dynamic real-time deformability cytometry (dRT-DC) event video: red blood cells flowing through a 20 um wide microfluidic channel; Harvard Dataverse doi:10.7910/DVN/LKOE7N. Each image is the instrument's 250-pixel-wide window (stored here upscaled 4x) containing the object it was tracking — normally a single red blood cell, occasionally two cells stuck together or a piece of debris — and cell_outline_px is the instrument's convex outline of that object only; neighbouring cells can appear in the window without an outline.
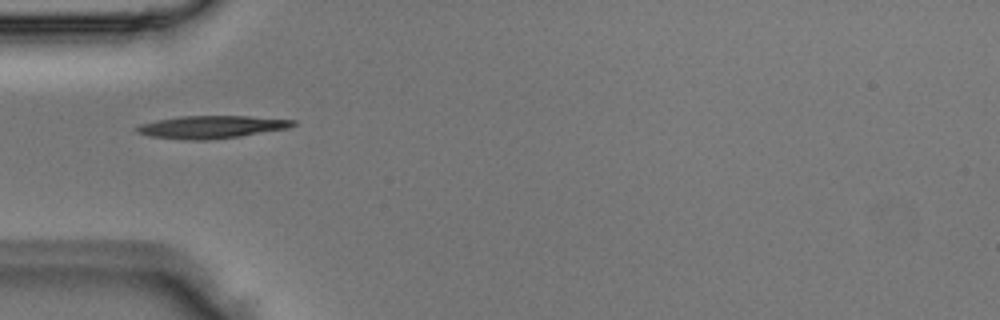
{"species": "Egyptian fruit bat (a non-hibernating species)", "species_latin": "Rousettus aegyptiacus", "temperature_condition": "room temperature", "stored_images_in_passage": 1, "camera_frame_rate_fps": 3000, "um_per_image_px": 0.085, "animal": {"sex": "male"}, "frame": {"image": 1, "passage_image": 1, "time_ms": 0.0, "image_size_px": [1000, 320], "cell_outline_px": [[296, 124], [288, 128], [240, 136], [204, 140], [192, 140], [148, 136], [136, 132], [136, 128], [140, 124], [156, 120], [180, 116], [248, 116], [296, 120]], "centroid_in_image_um": [17.96, 10.78], "position_along_channel_um": 67.0, "area_um2": 20.46}}